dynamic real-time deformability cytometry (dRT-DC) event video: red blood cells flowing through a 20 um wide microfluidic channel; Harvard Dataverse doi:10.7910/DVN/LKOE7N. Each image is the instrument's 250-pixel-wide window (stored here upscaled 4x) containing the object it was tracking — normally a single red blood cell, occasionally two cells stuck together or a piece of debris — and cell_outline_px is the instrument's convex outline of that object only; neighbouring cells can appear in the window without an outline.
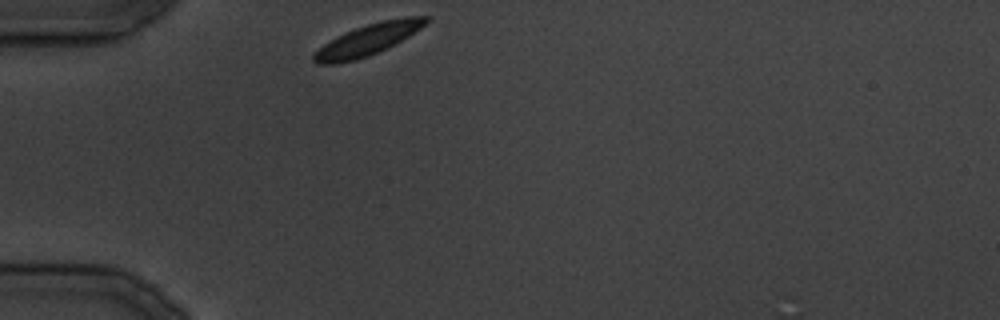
{"species": "common noctule bat (a hibernating species)", "species_latin": "Nyctalus noctula", "temperature_condition": "cold", "stored_images_in_passage": 21, "camera_frame_rate_fps": 3000, "um_per_image_px": 0.085, "animal": {"sex": "male", "body_mass_g": 19.5, "forearm_length_mm": 54.6}, "frame": {"image": 1, "passage_image": 1, "time_ms": 0.0, "image_size_px": [1000, 320], "cell_outline_px": [[432, 16], [420, 28], [408, 36], [368, 56], [356, 60], [332, 64], [316, 64], [312, 60], [312, 56], [324, 44], [336, 36], [356, 28], [380, 20], [404, 16]], "centroid_in_image_um": [31.25, 3.36], "position_along_channel_um": 53.8, "area_um2": 20.0}}
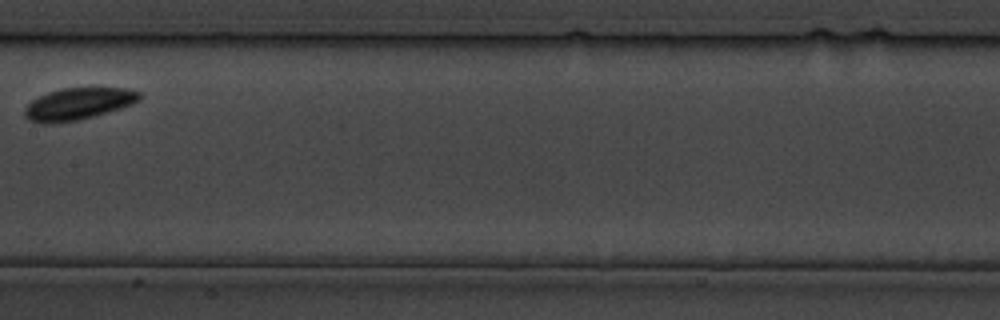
{"frame": {"image": 2, "passage_image": 10, "time_ms": 11.0, "image_size_px": [1000, 320], "cell_outline_px": [[140, 100], [132, 104], [120, 108], [92, 116], [76, 120], [52, 124], [40, 124], [28, 120], [24, 116], [24, 108], [32, 100], [48, 92], [64, 88], [128, 88], [140, 92]], "centroid_in_image_um": [6.61, 8.83], "position_along_channel_um": 200.8, "area_um2": 21.27}}
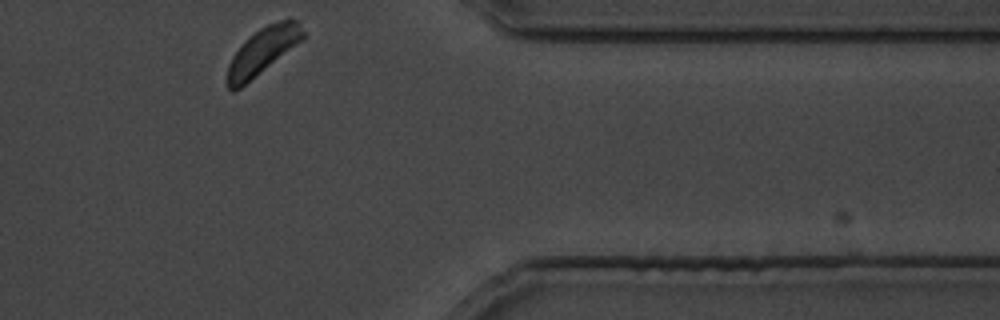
{"frame": {"image": 3, "passage_image": 21, "time_ms": 24.667, "image_size_px": [1000, 320], "cell_outline_px": [[304, 36], [300, 40], [240, 88], [232, 92], [228, 88], [228, 64], [232, 56], [260, 28], [268, 24], [288, 16], [300, 20], [304, 32]], "centroid_in_image_um": [22.36, 4.28], "position_along_channel_um": 389.0, "area_um2": 19.71}}